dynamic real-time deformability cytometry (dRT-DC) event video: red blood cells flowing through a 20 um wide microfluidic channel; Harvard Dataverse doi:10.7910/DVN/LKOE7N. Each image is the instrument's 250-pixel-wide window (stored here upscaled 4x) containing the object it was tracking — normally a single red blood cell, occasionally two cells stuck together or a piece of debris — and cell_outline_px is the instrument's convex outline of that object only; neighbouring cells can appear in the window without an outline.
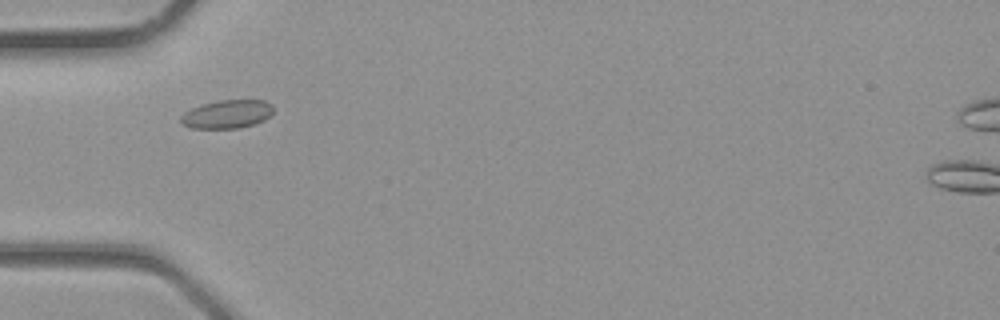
{"species": "common noctule bat (a hibernating species)", "species_latin": "Nyctalus noctula", "temperature_condition": "room temperature", "stored_images_in_passage": 2, "camera_frame_rate_fps": 3000, "um_per_image_px": 0.085, "animal": {"sex": "male", "body_mass_g": 23.1, "forearm_length_mm": 52.7}, "frame": {"image": 1, "passage_image": 1, "time_ms": 0.0, "image_size_px": [1000, 320], "cell_outline_px": [[272, 112], [264, 120], [252, 124], [236, 128], [192, 128], [180, 124], [180, 116], [184, 112], [192, 108], [204, 104], [220, 100], [264, 100], [272, 104]], "centroid_in_image_um": [19.26, 9.7], "position_along_channel_um": 65.7, "area_um2": 15.14}}
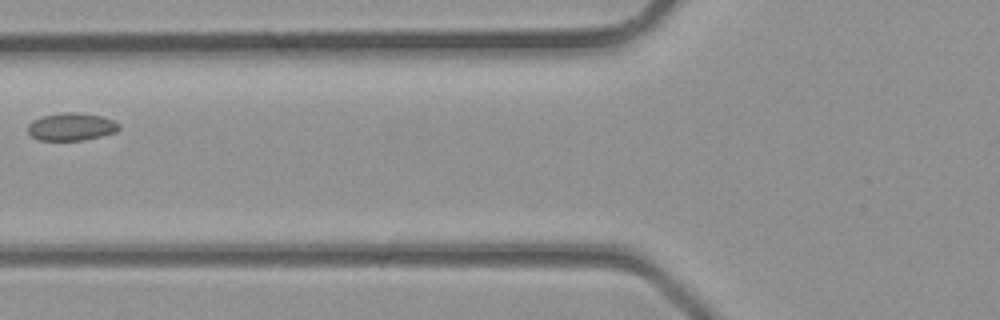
{"frame": {"image": 2, "passage_image": 2, "time_ms": 0.333, "image_size_px": [1000, 320], "cell_outline_px": [[120, 128], [116, 132], [84, 140], [40, 140], [32, 136], [28, 132], [28, 124], [32, 120], [44, 116], [68, 112], [80, 112], [100, 116], [112, 120], [120, 124]], "centroid_in_image_um": [6.07, 10.77], "position_along_channel_um": 119.7, "area_um2": 14.57}}